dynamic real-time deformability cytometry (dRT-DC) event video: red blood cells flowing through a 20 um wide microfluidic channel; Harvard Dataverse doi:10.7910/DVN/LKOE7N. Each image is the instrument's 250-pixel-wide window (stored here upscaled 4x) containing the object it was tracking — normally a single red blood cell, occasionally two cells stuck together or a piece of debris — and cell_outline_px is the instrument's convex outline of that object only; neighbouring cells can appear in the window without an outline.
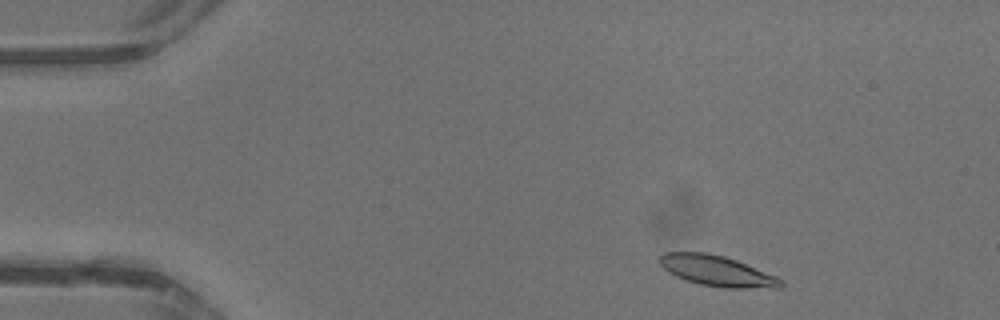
{"species": "common noctule bat (a hibernating species)", "species_latin": "Nyctalus noctula", "temperature_condition": "warm", "stored_images_in_passage": 40, "camera_frame_rate_fps": 3000, "um_per_image_px": 0.085, "animal": {"sex": "male", "body_mass_g": 13.3}, "frame": {"image": 1, "passage_image": 3, "time_ms": 0.667, "image_size_px": [1000, 320], "cell_outline_px": [[784, 284], [780, 288], [724, 288], [700, 284], [676, 276], [668, 272], [660, 264], [660, 256], [664, 252], [708, 252], [724, 256], [736, 260], [776, 276], [784, 280]], "centroid_in_image_um": [60.97, 23.03], "position_along_channel_um": 24.0, "area_um2": 21.56}}
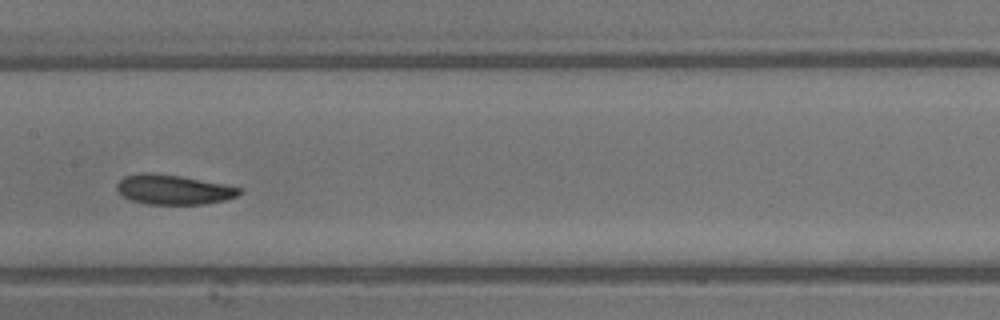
{"frame": {"image": 2, "passage_image": 19, "time_ms": 6.0, "image_size_px": [1000, 320], "cell_outline_px": [[244, 192], [236, 196], [224, 200], [204, 204], [148, 204], [132, 200], [124, 196], [116, 188], [116, 184], [124, 176], [140, 172], [152, 172], [180, 176], [224, 184], [244, 188]], "centroid_in_image_um": [14.76, 16.1], "position_along_channel_um": 192.6, "area_um2": 21.27}}
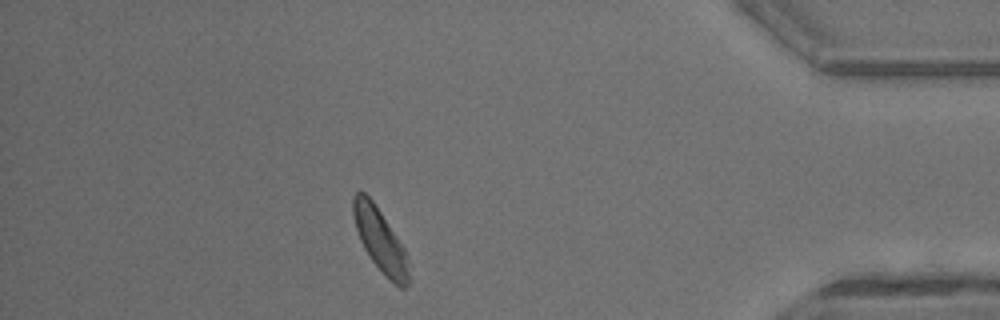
{"frame": {"image": 3, "passage_image": 35, "time_ms": 11.333, "image_size_px": [1000, 320], "cell_outline_px": [[412, 280], [404, 288], [400, 288], [372, 260], [364, 248], [360, 240], [352, 216], [352, 196], [356, 192], [364, 192], [372, 200], [404, 248]], "centroid_in_image_um": [32.31, 20.4], "position_along_channel_um": 402.9, "area_um2": 20.0}, "authors_computed_cell_mechanics": {"area_um2": 21.2704, "velocity_mm_per_s": 4.7628, "shape_relaxation_time_tau1_ms": 2.3608, "shape_relaxation_time_tau2_ms": 9.906, "deformation_change_tau1": 0.0871, "deformation_change_tau2": 0.2193}}